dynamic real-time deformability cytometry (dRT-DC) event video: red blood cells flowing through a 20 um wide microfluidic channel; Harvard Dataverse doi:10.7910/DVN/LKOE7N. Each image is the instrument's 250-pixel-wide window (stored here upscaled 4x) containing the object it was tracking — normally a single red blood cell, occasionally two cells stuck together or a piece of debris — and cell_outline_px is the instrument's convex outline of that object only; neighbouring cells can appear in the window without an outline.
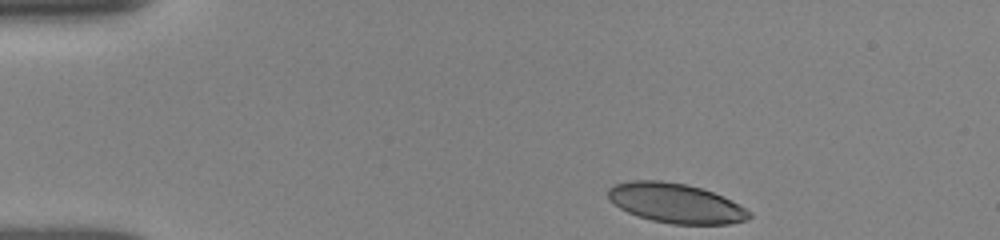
{"species": "human", "species_latin": "Homo sapiens", "temperature_condition": "room temperature", "stored_images_in_passage": 18, "camera_frame_rate_fps": 3000, "um_per_image_px": 0.085, "donor": {"sex": "female"}, "frame": {"image": 1, "passage_image": 1, "time_ms": 0.0, "image_size_px": [1000, 240], "cell_outline_px": [[752, 216], [744, 220], [728, 224], [672, 224], [652, 220], [636, 216], [620, 208], [608, 200], [608, 188], [616, 184], [628, 180], [660, 180], [688, 184], [712, 192], [752, 212]], "centroid_in_image_um": [57.37, 17.26], "position_along_channel_um": 27.6, "area_um2": 32.43}}
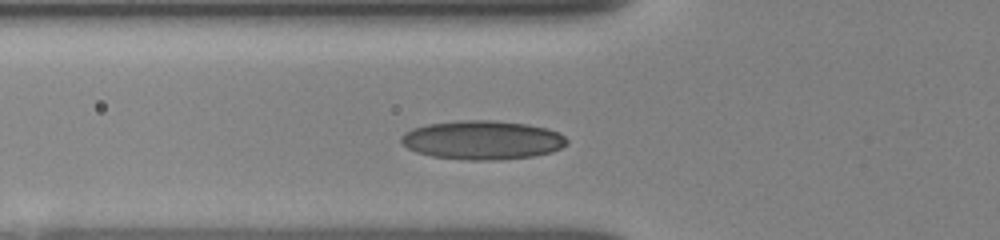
{"frame": {"image": 2, "passage_image": 11, "time_ms": 3.333, "image_size_px": [1000, 240], "cell_outline_px": [[568, 144], [552, 152], [532, 156], [496, 160], [468, 160], [432, 156], [416, 152], [408, 148], [400, 140], [400, 136], [404, 132], [412, 128], [428, 124], [456, 120], [496, 120], [528, 124], [548, 128], [564, 136], [568, 140]], "centroid_in_image_um": [41.0, 11.89], "position_along_channel_um": 84.8, "area_um2": 37.74}}
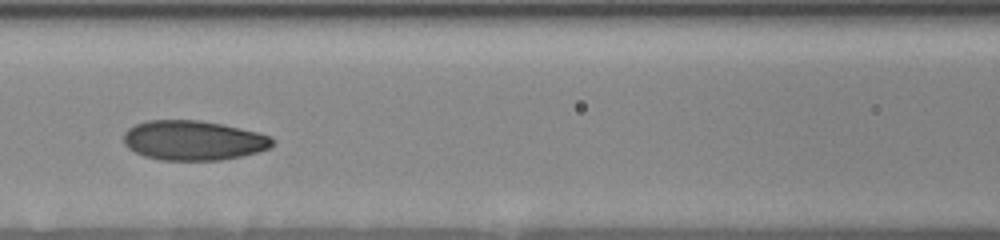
{"frame": {"image": 3, "passage_image": 16, "time_ms": 5.0, "image_size_px": [1000, 240], "cell_outline_px": [[272, 144], [268, 148], [260, 152], [220, 160], [160, 160], [144, 156], [128, 148], [124, 144], [124, 132], [128, 128], [136, 124], [148, 120], [200, 120], [220, 124], [256, 132], [272, 136]], "centroid_in_image_um": [16.4, 11.94], "position_along_channel_um": 150.2, "area_um2": 34.28}}